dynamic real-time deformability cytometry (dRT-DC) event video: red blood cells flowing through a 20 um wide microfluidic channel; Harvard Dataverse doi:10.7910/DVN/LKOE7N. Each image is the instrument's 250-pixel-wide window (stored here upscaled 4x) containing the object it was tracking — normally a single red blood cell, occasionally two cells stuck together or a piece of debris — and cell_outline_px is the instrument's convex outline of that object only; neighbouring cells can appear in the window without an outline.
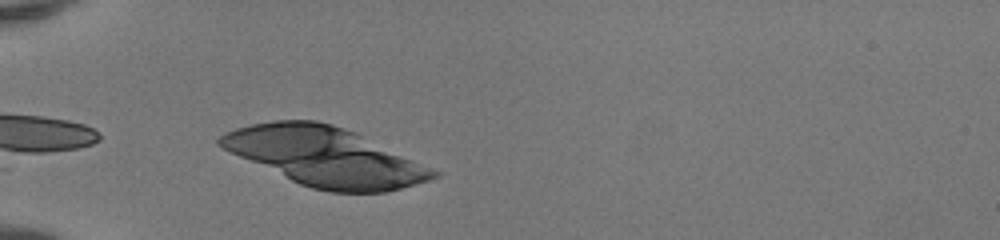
{"species": "human", "species_latin": "Homo sapiens", "temperature_condition": "room temperature", "stored_images_in_passage": 32, "camera_frame_rate_fps": 3000, "um_per_image_px": 0.085, "donor": {"sex": "female"}, "frame": {"image": 1, "passage_image": 1, "time_ms": 0.0, "image_size_px": [1000, 240], "cell_outline_px": [[432, 176], [396, 188], [380, 192], [340, 192], [316, 188], [304, 184], [244, 156], [220, 144], [220, 140], [224, 136], [232, 132], [256, 124], [284, 120], [308, 120], [328, 124]], "centroid_in_image_um": [27.34, 13.32], "position_along_channel_um": 57.7, "area_um2": 63.81}, "authors_computed_cell_mechanics": {"area_um2": 37.6856, "velocity_mm_per_s": 4.1122, "shape_relaxation_time_tau1_ms": 2.3107, "shape_relaxation_time_tau2_ms": null, "deformation_change_tau1": 0.3143, "deformation_change_tau2": null}}